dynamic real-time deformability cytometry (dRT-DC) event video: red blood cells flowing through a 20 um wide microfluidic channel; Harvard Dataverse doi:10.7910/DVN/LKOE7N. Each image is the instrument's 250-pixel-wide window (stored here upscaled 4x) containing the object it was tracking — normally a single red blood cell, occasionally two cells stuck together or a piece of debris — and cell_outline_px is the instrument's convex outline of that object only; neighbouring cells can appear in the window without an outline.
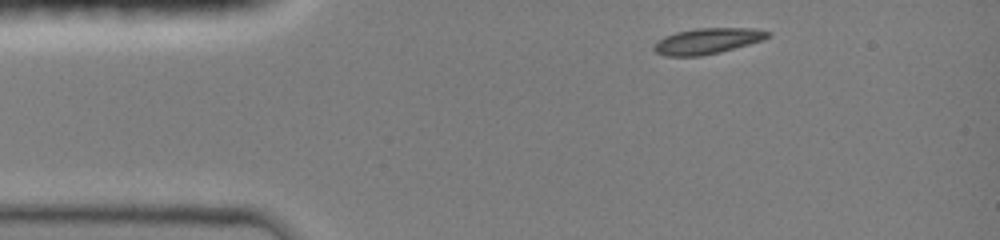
{"species": "common noctule bat (a hibernating species)", "species_latin": "Nyctalus noctula", "temperature_condition": "room temperature", "stored_images_in_passage": 40, "camera_frame_rate_fps": 3000, "um_per_image_px": 0.085, "animal": {"sex": "female", "body_mass_g": 19.0, "forearm_length_mm": 51.5}, "frame": {"image": 1, "passage_image": 1, "time_ms": 0.0, "image_size_px": [1000, 240], "cell_outline_px": [[772, 36], [764, 40], [720, 52], [700, 56], [664, 56], [656, 52], [652, 48], [664, 36], [676, 32], [696, 28], [756, 28], [772, 32]], "centroid_in_image_um": [60.19, 3.48], "position_along_channel_um": 24.8, "area_um2": 17.22}}
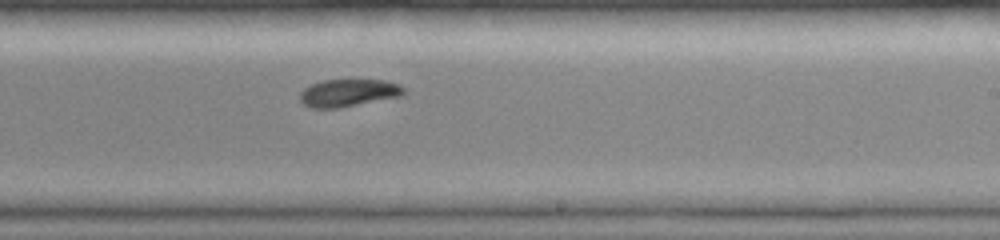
{"frame": {"image": 2, "passage_image": 19, "time_ms": 7.0, "image_size_px": [1000, 240], "cell_outline_px": [[404, 92], [400, 96], [340, 108], [312, 108], [304, 104], [300, 100], [300, 92], [304, 88], [312, 84], [324, 80], [384, 80], [400, 84], [404, 88]], "centroid_in_image_um": [29.6, 7.89], "position_along_channel_um": 259.4, "area_um2": 16.53}}
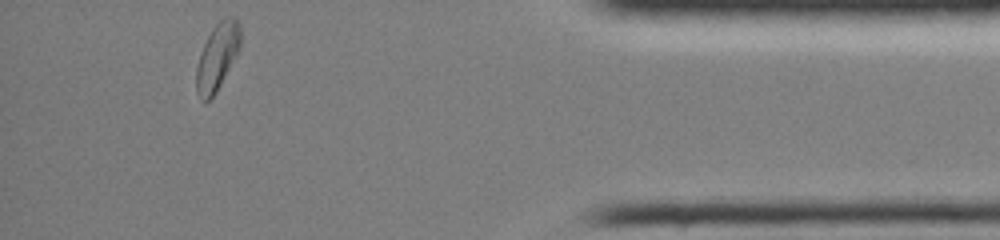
{"frame": {"image": 3, "passage_image": 39, "time_ms": 11.667, "image_size_px": [1000, 240], "cell_outline_px": [[240, 48], [236, 56], [216, 92], [208, 100], [204, 100], [196, 92], [196, 68], [200, 52], [212, 28], [224, 16], [232, 16], [236, 20], [240, 28]], "centroid_in_image_um": [18.46, 4.79], "position_along_channel_um": 416.7, "area_um2": 16.94}, "authors_computed_cell_mechanics": {"area_um2": 17.051, "velocity_mm_per_s": 4.1335, "shape_relaxation_time_tau1_ms": 3.6895, "shape_relaxation_time_tau2_ms": null, "deformation_change_tau1": 0.1161, "deformation_change_tau2": null}}